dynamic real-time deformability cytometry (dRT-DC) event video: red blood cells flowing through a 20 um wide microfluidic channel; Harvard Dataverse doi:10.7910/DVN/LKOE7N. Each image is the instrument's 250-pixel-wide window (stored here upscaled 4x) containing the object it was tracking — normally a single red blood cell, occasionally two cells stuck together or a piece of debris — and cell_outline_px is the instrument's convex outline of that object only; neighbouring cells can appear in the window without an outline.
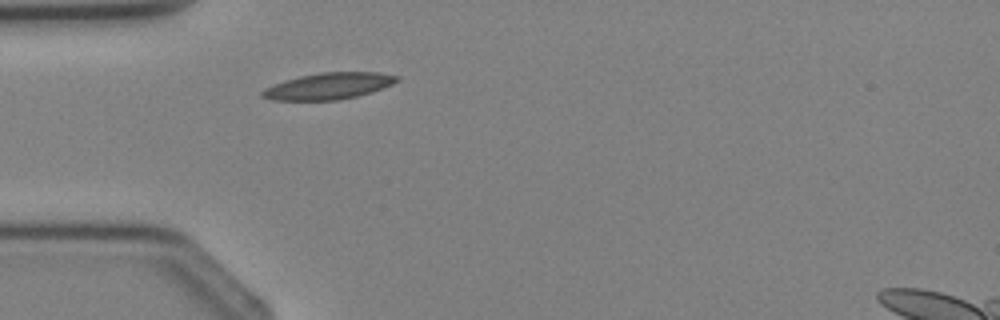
{"species": "Egyptian fruit bat (a non-hibernating species)", "species_latin": "Rousettus aegyptiacus", "temperature_condition": "cold", "stored_images_in_passage": 3, "camera_frame_rate_fps": 3000, "um_per_image_px": 0.085, "animal": {"sex": "female"}, "frame": {"image": 1, "passage_image": 3, "time_ms": 3.333, "image_size_px": [1000, 320], "cell_outline_px": [[400, 80], [392, 84], [372, 92], [356, 96], [336, 100], [272, 100], [260, 96], [260, 92], [264, 88], [272, 84], [284, 80], [300, 76], [320, 72], [376, 72], [400, 76]], "centroid_in_image_um": [27.9, 7.31], "position_along_channel_um": 57.1, "area_um2": 20.87}}